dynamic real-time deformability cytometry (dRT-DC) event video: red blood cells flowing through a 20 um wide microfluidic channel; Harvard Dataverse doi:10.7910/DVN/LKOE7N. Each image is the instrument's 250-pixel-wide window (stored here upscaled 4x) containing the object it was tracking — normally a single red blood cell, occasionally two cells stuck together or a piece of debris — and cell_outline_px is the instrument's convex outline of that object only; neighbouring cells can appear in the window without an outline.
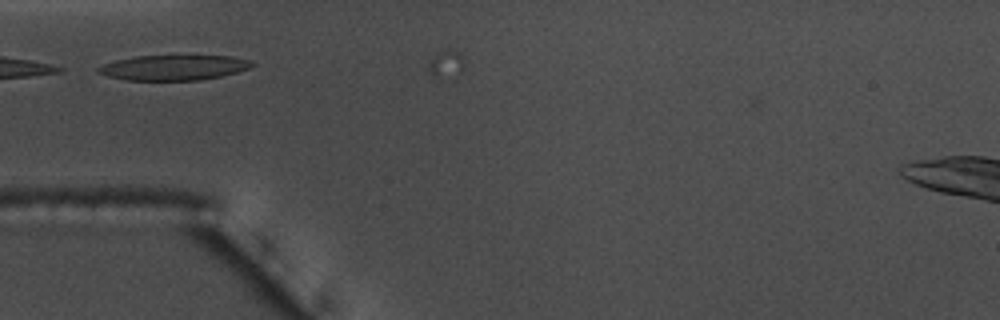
{"species": "common noctule bat (a hibernating species)", "species_latin": "Nyctalus noctula", "temperature_condition": "warm", "stored_images_in_passage": 6, "camera_frame_rate_fps": 3000, "um_per_image_px": 0.085, "animal": {"sex": "male", "body_mass_g": 17.5, "forearm_length_mm": 52.3}, "frame": {"image": 1, "passage_image": 4, "time_ms": 1.0, "image_size_px": [1000, 320], "cell_outline_px": [[256, 64], [252, 68], [220, 76], [200, 80], [128, 80], [108, 76], [96, 72], [96, 68], [104, 64], [116, 60], [136, 56], [232, 56], [252, 60]], "centroid_in_image_um": [14.8, 5.74], "position_along_channel_um": 70.2, "area_um2": 22.54}}